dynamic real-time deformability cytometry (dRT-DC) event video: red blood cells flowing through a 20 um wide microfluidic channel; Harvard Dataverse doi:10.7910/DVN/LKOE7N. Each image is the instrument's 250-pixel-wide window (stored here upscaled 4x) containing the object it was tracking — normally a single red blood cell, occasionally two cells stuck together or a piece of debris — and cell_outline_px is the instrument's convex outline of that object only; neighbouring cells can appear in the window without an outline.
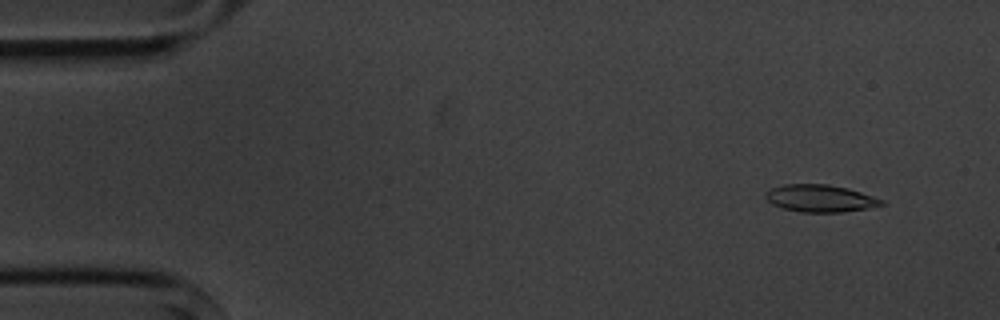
{"species": "common noctule bat (a hibernating species)", "species_latin": "Nyctalus noctula", "temperature_condition": "cold", "stored_images_in_passage": 5, "camera_frame_rate_fps": 3000, "um_per_image_px": 0.085, "animal": {"sex": "male", "body_mass_g": 20.1, "forearm_length_mm": 53.5}, "frame": {"image": 1, "passage_image": 2, "time_ms": 1.0, "image_size_px": [1000, 320], "cell_outline_px": [[884, 204], [868, 208], [840, 212], [800, 212], [784, 208], [772, 204], [764, 196], [764, 192], [772, 188], [784, 184], [828, 184], [848, 188], [884, 200]], "centroid_in_image_um": [69.69, 16.85], "position_along_channel_um": 15.3, "area_um2": 18.32}}
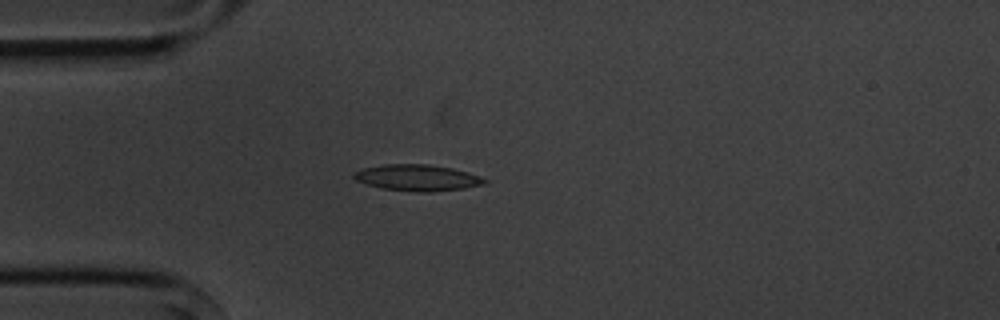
{"frame": {"image": 2, "passage_image": 5, "time_ms": 4.333, "image_size_px": [1000, 320], "cell_outline_px": [[488, 184], [464, 188], [432, 192], [420, 192], [380, 188], [356, 180], [352, 176], [352, 172], [364, 168], [384, 164], [428, 164], [452, 168], [468, 172], [480, 176], [488, 180]], "centroid_in_image_um": [35.5, 15.1], "position_along_channel_um": 49.5, "area_um2": 20.11}}